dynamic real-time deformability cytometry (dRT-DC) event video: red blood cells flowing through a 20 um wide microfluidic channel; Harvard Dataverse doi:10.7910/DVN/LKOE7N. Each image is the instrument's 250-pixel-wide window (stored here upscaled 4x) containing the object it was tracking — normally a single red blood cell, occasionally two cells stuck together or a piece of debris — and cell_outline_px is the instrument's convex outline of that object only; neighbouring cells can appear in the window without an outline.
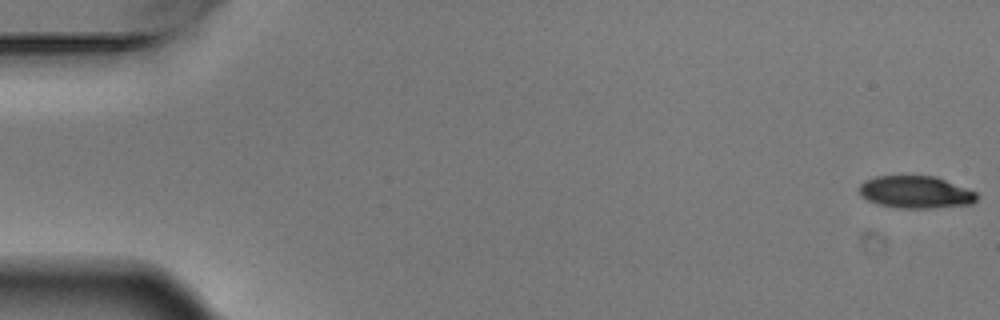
{"species": "Egyptian fruit bat (a non-hibernating species)", "species_latin": "Rousettus aegyptiacus", "temperature_condition": "warm", "stored_images_in_passage": 7, "camera_frame_rate_fps": 3000, "um_per_image_px": 0.085, "animal": {"sex": "male"}, "frame": {"image": 1, "passage_image": 1, "time_ms": 0.0, "image_size_px": [1000, 320], "cell_outline_px": [[976, 200], [972, 204], [932, 208], [900, 208], [880, 204], [868, 200], [860, 192], [860, 184], [864, 180], [876, 176], [936, 176], [976, 192]], "centroid_in_image_um": [77.84, 16.32], "position_along_channel_um": 7.2, "area_um2": 21.91}}
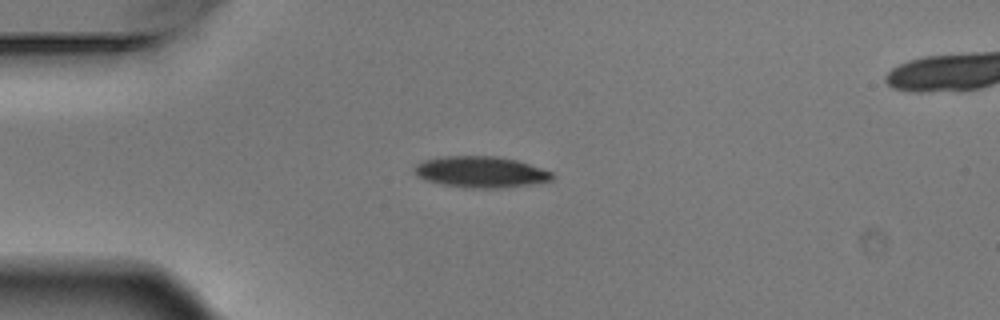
{"frame": {"image": 2, "passage_image": 5, "time_ms": 1.333, "image_size_px": [1000, 320], "cell_outline_px": [[552, 180], [528, 184], [496, 188], [476, 188], [444, 184], [428, 180], [416, 176], [412, 172], [412, 168], [416, 164], [424, 160], [444, 156], [496, 156], [516, 160], [552, 172]], "centroid_in_image_um": [40.8, 14.6], "position_along_channel_um": 44.2, "area_um2": 24.62}}
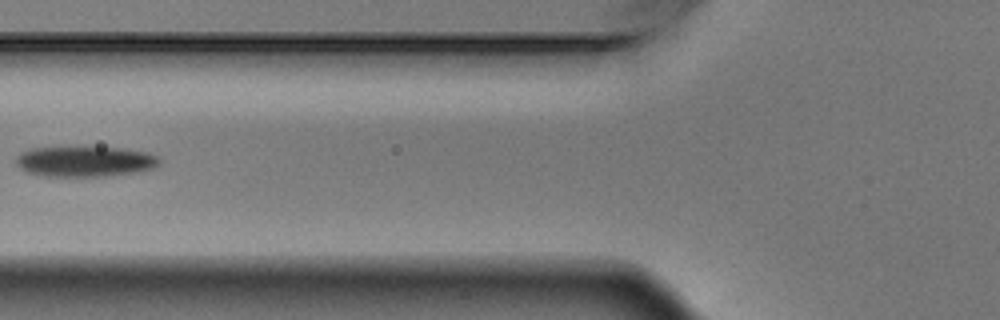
{"frame": {"image": 3, "passage_image": 7, "time_ms": 2.0, "image_size_px": [1000, 320], "cell_outline_px": [[160, 164], [152, 168], [132, 172], [100, 176], [44, 176], [24, 172], [16, 164], [16, 156], [20, 152], [32, 148], [76, 144], [120, 148], [148, 152], [156, 156], [160, 160]], "centroid_in_image_um": [7.13, 13.67], "position_along_channel_um": 118.7, "area_um2": 26.36}}